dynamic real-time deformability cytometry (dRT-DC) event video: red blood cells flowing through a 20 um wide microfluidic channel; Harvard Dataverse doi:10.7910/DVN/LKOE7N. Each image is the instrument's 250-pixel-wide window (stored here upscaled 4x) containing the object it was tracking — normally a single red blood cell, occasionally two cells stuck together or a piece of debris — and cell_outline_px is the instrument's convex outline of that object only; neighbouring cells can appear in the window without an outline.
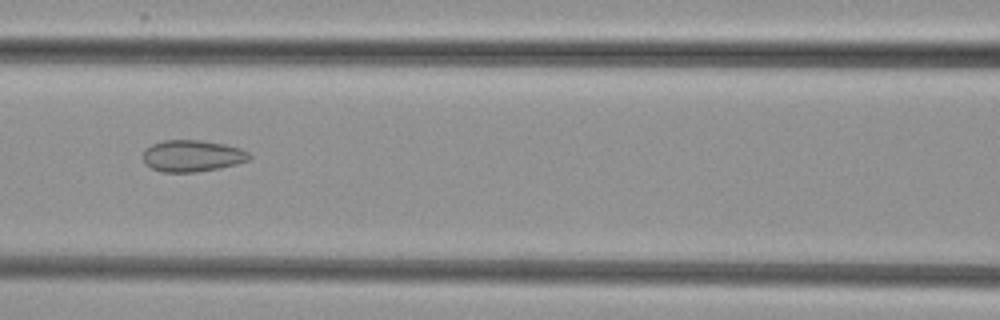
{"species": "common noctule bat (a hibernating species)", "species_latin": "Nyctalus noctula", "temperature_condition": "cold", "stored_images_in_passage": 4, "camera_frame_rate_fps": 3000, "um_per_image_px": 0.085, "animal": {"sex": "female", "body_mass_g": 29.2, "forearm_length_mm": 56.3}, "frame": {"image": 1, "passage_image": 4, "time_ms": 3.333, "image_size_px": [1000, 320], "cell_outline_px": [[252, 156], [248, 160], [236, 164], [220, 168], [196, 172], [164, 172], [152, 168], [144, 164], [144, 148], [152, 144], [164, 140], [200, 140], [224, 144], [240, 148], [248, 152]], "centroid_in_image_um": [16.33, 13.25], "position_along_channel_um": 150.3, "area_um2": 19.59}}